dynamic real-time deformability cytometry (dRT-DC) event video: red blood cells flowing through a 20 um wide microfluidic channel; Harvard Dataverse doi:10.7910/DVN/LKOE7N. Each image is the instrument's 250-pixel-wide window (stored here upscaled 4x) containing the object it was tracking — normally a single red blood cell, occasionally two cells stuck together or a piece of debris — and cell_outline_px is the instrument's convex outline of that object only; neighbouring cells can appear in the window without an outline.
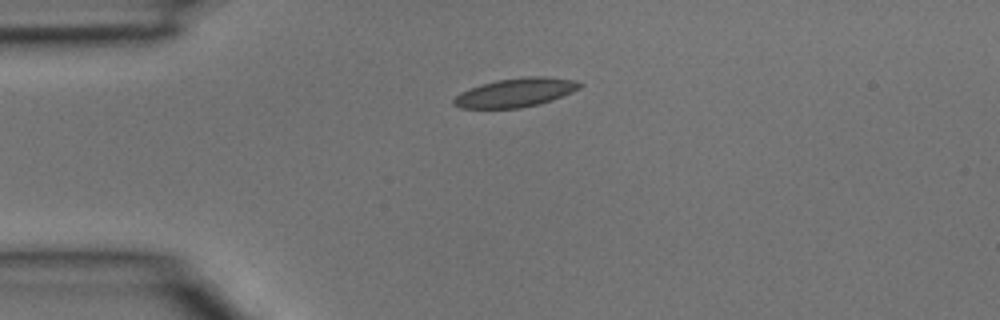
{"species": "common noctule bat (a hibernating species)", "species_latin": "Nyctalus noctula", "temperature_condition": "room temperature", "stored_images_in_passage": 1, "camera_frame_rate_fps": 3000, "um_per_image_px": 0.085, "animal": {"sex": "male", "body_mass_g": 15.6}, "frame": {"image": 1, "passage_image": 1, "time_ms": 0.0, "image_size_px": [1000, 320], "cell_outline_px": [[584, 84], [580, 88], [572, 92], [552, 100], [540, 104], [520, 108], [460, 108], [452, 104], [452, 100], [460, 92], [468, 88], [480, 84], [496, 80], [528, 76], [544, 76], [576, 80]], "centroid_in_image_um": [43.82, 7.86], "position_along_channel_um": 41.2, "area_um2": 21.39}}